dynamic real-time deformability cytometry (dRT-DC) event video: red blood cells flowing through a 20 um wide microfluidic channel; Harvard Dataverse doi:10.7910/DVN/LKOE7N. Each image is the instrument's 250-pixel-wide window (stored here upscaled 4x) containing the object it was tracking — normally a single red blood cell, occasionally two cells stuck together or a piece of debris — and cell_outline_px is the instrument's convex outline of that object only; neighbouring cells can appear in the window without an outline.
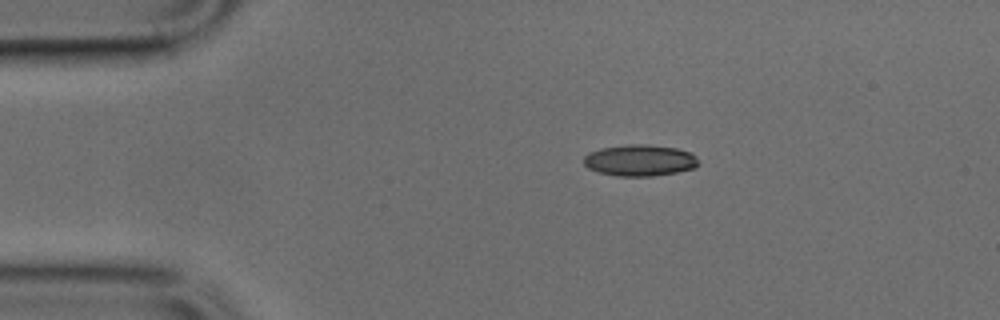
{"species": "common noctule bat (a hibernating species)", "species_latin": "Nyctalus noctula", "temperature_condition": "cold", "stored_images_in_passage": 41, "camera_frame_rate_fps": 3000, "um_per_image_px": 0.085, "animal": {"sex": "male", "body_mass_g": 17.9, "forearm_length_mm": 54.2}, "frame": {"image": 1, "passage_image": 1, "time_ms": 0.0, "image_size_px": [1000, 320], "cell_outline_px": [[700, 164], [696, 168], [676, 172], [652, 176], [620, 176], [600, 172], [588, 168], [584, 164], [584, 156], [588, 152], [600, 148], [628, 144], [644, 144], [676, 148], [688, 152], [696, 156]], "centroid_in_image_um": [54.39, 13.62], "position_along_channel_um": 30.6, "area_um2": 20.98}}
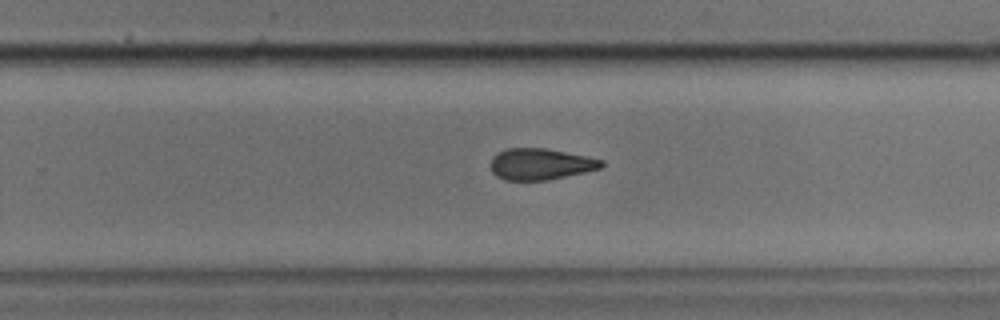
{"frame": {"image": 2, "passage_image": 23, "time_ms": 7.333, "image_size_px": [1000, 320], "cell_outline_px": [[604, 164], [600, 168], [584, 172], [544, 180], [504, 180], [496, 176], [492, 172], [492, 156], [504, 148], [544, 148], [588, 156], [604, 160]], "centroid_in_image_um": [45.93, 13.93], "position_along_channel_um": 283.9, "area_um2": 20.11}}
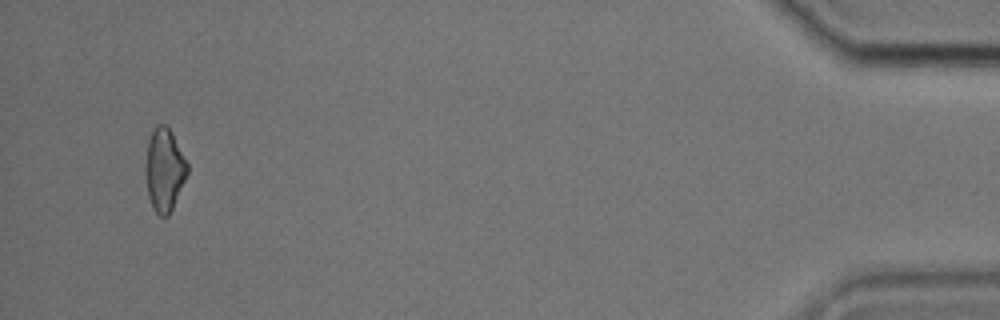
{"frame": {"image": 3, "passage_image": 39, "time_ms": 12.667, "image_size_px": [1000, 320], "cell_outline_px": [[188, 172], [172, 208], [168, 216], [160, 216], [152, 208], [148, 196], [144, 172], [144, 164], [148, 140], [152, 128], [156, 124], [168, 124], [188, 164]], "centroid_in_image_um": [13.93, 14.38], "position_along_channel_um": 421.3, "area_um2": 20.52}}